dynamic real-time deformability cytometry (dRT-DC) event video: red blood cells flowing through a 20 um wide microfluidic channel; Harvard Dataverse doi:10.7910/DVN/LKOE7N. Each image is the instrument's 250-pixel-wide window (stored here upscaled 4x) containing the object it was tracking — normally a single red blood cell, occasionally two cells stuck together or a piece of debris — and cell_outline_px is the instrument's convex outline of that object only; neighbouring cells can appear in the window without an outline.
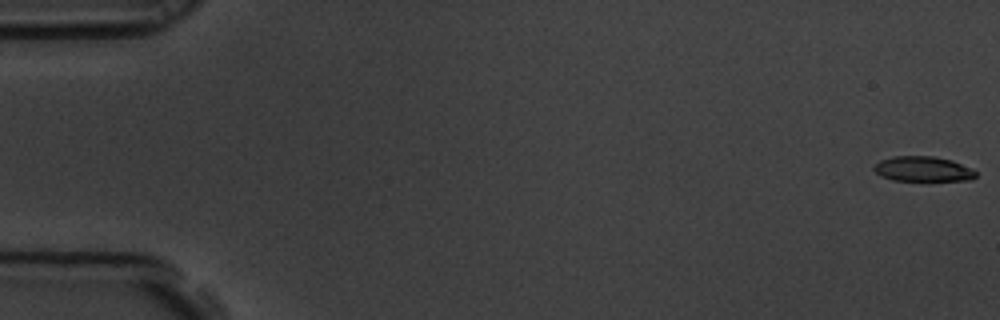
{"species": "common noctule bat (a hibernating species)", "species_latin": "Nyctalus noctula", "temperature_condition": "room temperature", "stored_images_in_passage": 60, "camera_frame_rate_fps": 3000, "um_per_image_px": 0.085, "animal": {"sex": "male", "body_mass_g": 19.5, "forearm_length_mm": 54.6}, "frame": {"image": 1, "passage_image": 1, "time_ms": 0.0, "image_size_px": [1000, 320], "cell_outline_px": [[976, 176], [972, 180], [924, 184], [892, 180], [880, 176], [872, 168], [880, 160], [892, 156], [932, 156], [952, 160], [972, 168], [976, 172]], "centroid_in_image_um": [78.49, 14.43], "position_along_channel_um": 6.5, "area_um2": 16.01}}
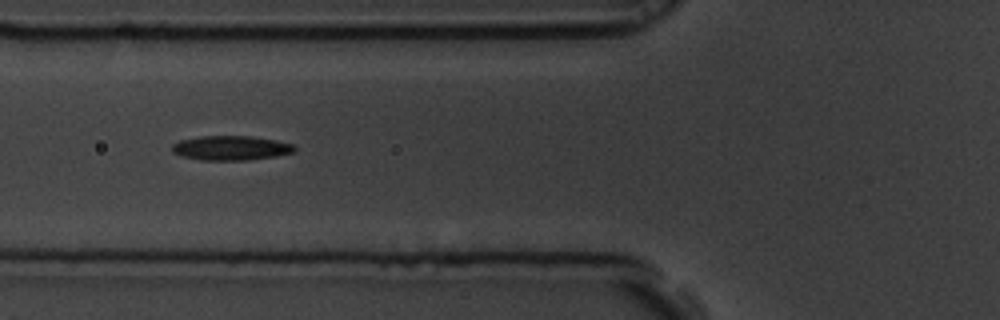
{"frame": {"image": 2, "passage_image": 23, "time_ms": 7.333, "image_size_px": [1000, 320], "cell_outline_px": [[296, 148], [292, 152], [276, 156], [248, 160], [200, 160], [180, 156], [172, 152], [172, 144], [180, 140], [200, 136], [252, 136], [276, 140], [292, 144]], "centroid_in_image_um": [19.59, 12.58], "position_along_channel_um": 106.2, "area_um2": 17.51}}
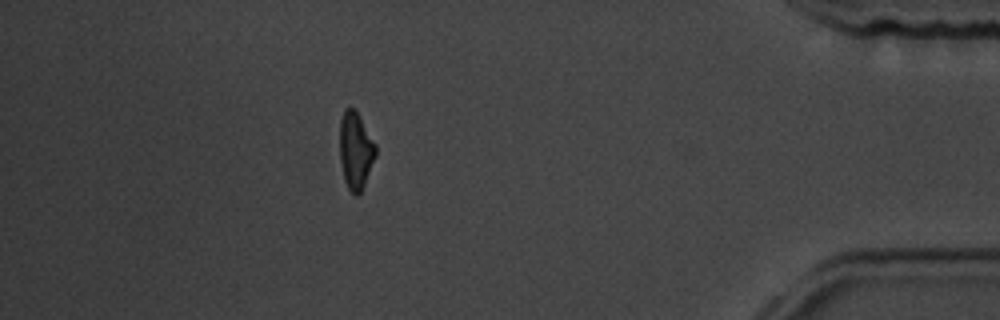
{"frame": {"image": 3, "passage_image": 53, "time_ms": 17.333, "image_size_px": [1000, 320], "cell_outline_px": [[376, 156], [364, 184], [360, 192], [356, 196], [348, 188], [344, 180], [340, 160], [340, 120], [344, 108], [356, 108], [376, 144]], "centroid_in_image_um": [30.23, 12.74], "position_along_channel_um": 405.0, "area_um2": 16.24}, "authors_computed_cell_mechanics": {"area_um2": 16.3574, "velocity_mm_per_s": 3.4641, "shape_relaxation_time_tau1_ms": 5.8686, "shape_relaxation_time_tau2_ms": 9.1258, "deformation_change_tau1": 0.1481, "deformation_change_tau2": 0.2042}}